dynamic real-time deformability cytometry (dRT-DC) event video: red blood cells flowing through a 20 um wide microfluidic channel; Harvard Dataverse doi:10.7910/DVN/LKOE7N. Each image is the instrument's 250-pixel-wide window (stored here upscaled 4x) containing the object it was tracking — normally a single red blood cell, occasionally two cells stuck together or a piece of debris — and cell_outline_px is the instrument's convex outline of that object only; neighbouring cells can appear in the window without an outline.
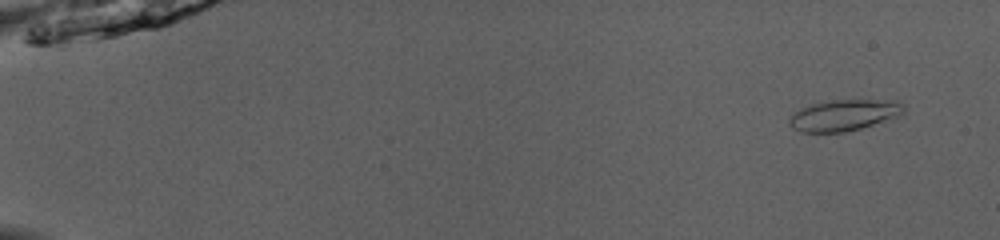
{"species": "common noctule bat (a hibernating species)", "species_latin": "Nyctalus noctula", "temperature_condition": "room temperature", "stored_images_in_passage": 51, "camera_frame_rate_fps": 3000, "um_per_image_px": 0.085, "animal": {"sex": "male", "body_mass_g": 13.0, "forearm_length_mm": 53.1}, "frame": {"image": 1, "passage_image": 4, "time_ms": 1.0, "image_size_px": [1000, 240], "cell_outline_px": [[904, 112], [900, 116], [860, 128], [844, 132], [800, 132], [792, 128], [788, 124], [788, 120], [800, 108], [812, 104], [832, 100], [896, 100], [904, 104]], "centroid_in_image_um": [71.75, 9.79], "position_along_channel_um": 13.2, "area_um2": 20.75}}
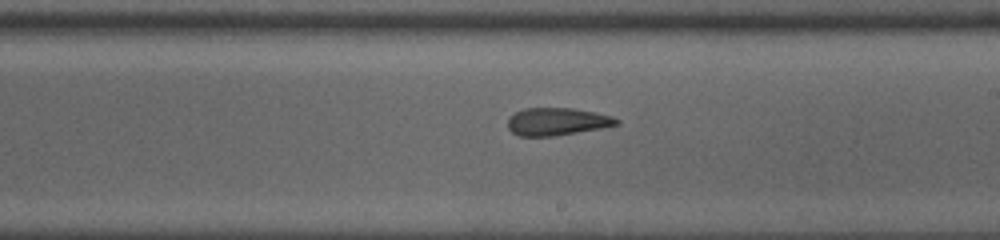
{"frame": {"image": 2, "passage_image": 32, "time_ms": 10.333, "image_size_px": [1000, 240], "cell_outline_px": [[620, 124], [600, 128], [552, 136], [520, 136], [512, 132], [508, 128], [508, 120], [516, 112], [524, 108], [572, 108], [596, 112], [612, 116], [620, 120]], "centroid_in_image_um": [47.36, 10.33], "position_along_channel_um": 241.6, "area_um2": 17.34}}
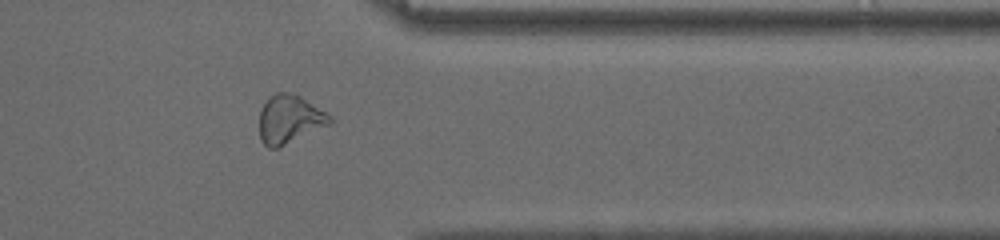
{"frame": {"image": 3, "passage_image": 43, "time_ms": 14.0, "image_size_px": [1000, 240], "cell_outline_px": [[332, 124], [276, 148], [268, 148], [260, 140], [260, 108], [276, 92], [292, 92], [300, 96], [332, 116]], "centroid_in_image_um": [24.62, 10.14], "position_along_channel_um": 386.8, "area_um2": 19.77}, "authors_computed_cell_mechanics": {"area_um2": 18.9006, "velocity_mm_per_s": 4.0606, "shape_relaxation_time_tau1_ms": null, "shape_relaxation_time_tau2_ms": 2.3139, "deformation_change_tau1": null, "deformation_change_tau2": 0.1227}}